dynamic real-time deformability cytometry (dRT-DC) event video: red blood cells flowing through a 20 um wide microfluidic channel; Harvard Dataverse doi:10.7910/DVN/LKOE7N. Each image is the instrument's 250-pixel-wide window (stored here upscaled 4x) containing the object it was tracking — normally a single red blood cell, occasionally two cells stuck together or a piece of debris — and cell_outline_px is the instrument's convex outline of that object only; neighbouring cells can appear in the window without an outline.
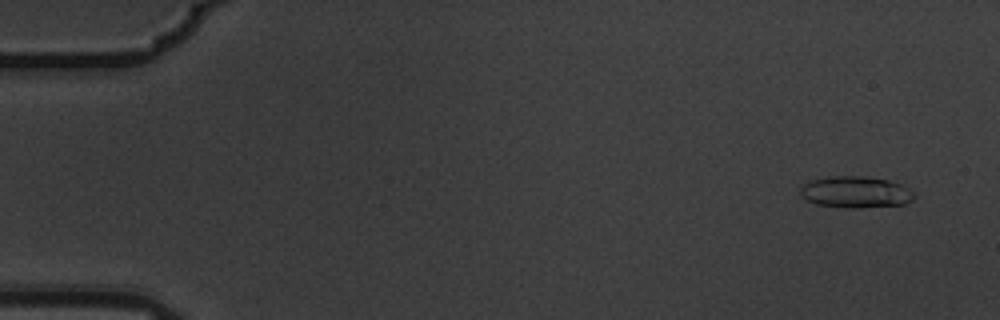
{"species": "common noctule bat (a hibernating species)", "species_latin": "Nyctalus noctula", "temperature_condition": "warm", "stored_images_in_passage": 4, "camera_frame_rate_fps": 3000, "um_per_image_px": 0.085, "animal": {"sex": "male", "body_mass_g": 19.5, "forearm_length_mm": 54.6}, "frame": {"image": 1, "passage_image": 1, "time_ms": 0.0, "image_size_px": [1000, 320], "cell_outline_px": [[916, 196], [912, 200], [904, 204], [856, 208], [848, 208], [816, 204], [800, 196], [800, 188], [804, 184], [812, 180], [832, 176], [864, 176], [888, 180], [900, 184], [916, 192]], "centroid_in_image_um": [72.75, 16.33], "position_along_channel_um": 12.3, "area_um2": 20.92}}